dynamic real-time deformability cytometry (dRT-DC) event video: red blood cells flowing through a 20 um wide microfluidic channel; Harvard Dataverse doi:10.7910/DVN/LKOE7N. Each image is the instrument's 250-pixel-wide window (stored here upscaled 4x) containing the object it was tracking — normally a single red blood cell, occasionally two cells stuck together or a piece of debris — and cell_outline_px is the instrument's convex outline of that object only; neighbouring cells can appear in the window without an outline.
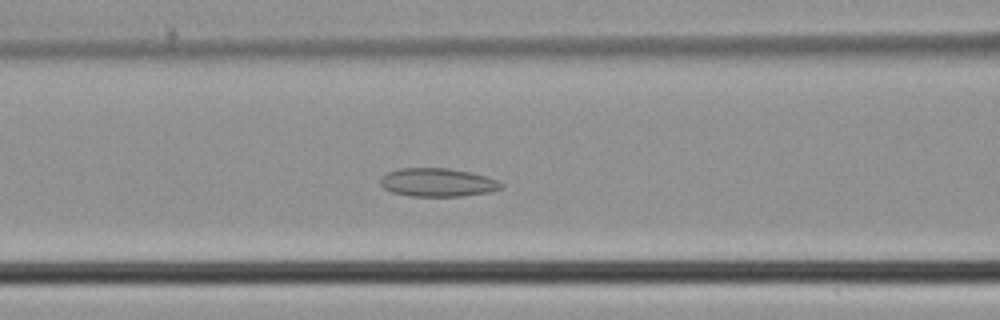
{"species": "common noctule bat (a hibernating species)", "species_latin": "Nyctalus noctula", "temperature_condition": "cold", "stored_images_in_passage": 45, "camera_frame_rate_fps": 3000, "um_per_image_px": 0.085, "animal": {"sex": "male", "body_mass_g": 21.5, "forearm_length_mm": 52.0}, "frame": {"image": 1, "passage_image": 17, "time_ms": 5.333, "image_size_px": [1000, 320], "cell_outline_px": [[504, 188], [492, 192], [464, 196], [408, 196], [392, 192], [384, 188], [380, 184], [380, 176], [388, 172], [400, 168], [448, 168], [472, 172], [496, 180], [504, 184]], "centroid_in_image_um": [37.21, 15.51], "position_along_channel_um": 129.4, "area_um2": 20.23}}
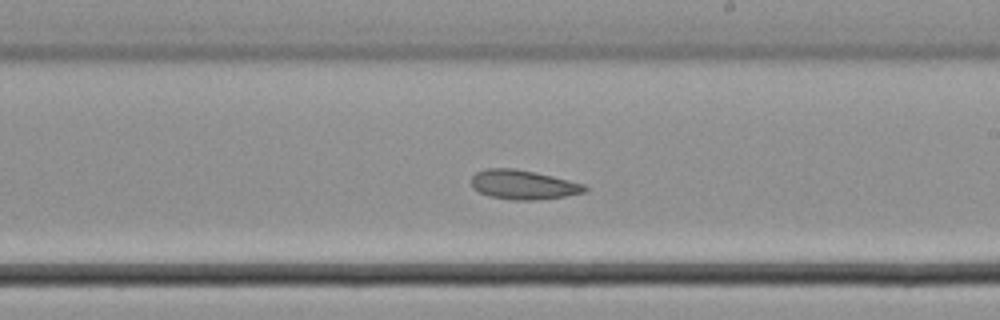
{"frame": {"image": 2, "passage_image": 25, "time_ms": 8.0, "image_size_px": [1000, 320], "cell_outline_px": [[588, 188], [584, 192], [564, 196], [536, 200], [512, 200], [492, 196], [480, 192], [472, 188], [472, 176], [476, 172], [484, 168], [516, 168], [536, 172], [584, 184]], "centroid_in_image_um": [44.45, 15.69], "position_along_channel_um": 244.5, "area_um2": 19.31}}
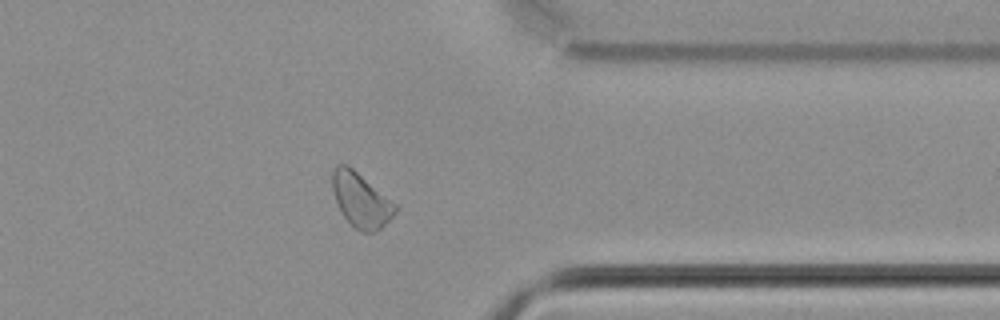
{"frame": {"image": 3, "passage_image": 35, "time_ms": 11.333, "image_size_px": [1000, 320], "cell_outline_px": [[400, 208], [376, 232], [364, 232], [356, 228], [344, 216], [336, 200], [332, 188], [332, 172], [340, 164], [348, 164], [396, 204]], "centroid_in_image_um": [30.69, 16.99], "position_along_channel_um": 380.7, "area_um2": 19.48}}